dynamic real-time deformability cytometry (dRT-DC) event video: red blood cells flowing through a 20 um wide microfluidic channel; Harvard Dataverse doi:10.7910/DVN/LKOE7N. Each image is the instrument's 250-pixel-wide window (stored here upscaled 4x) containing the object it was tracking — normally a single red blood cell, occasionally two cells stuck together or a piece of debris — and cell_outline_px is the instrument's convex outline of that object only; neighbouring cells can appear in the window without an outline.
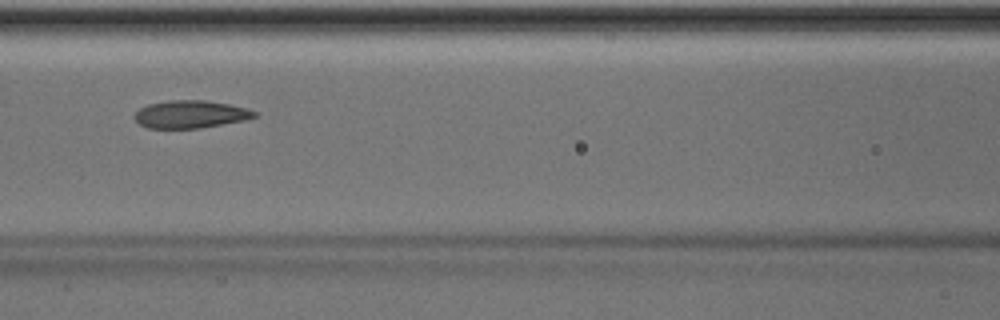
{"species": "Egyptian fruit bat (a non-hibernating species)", "species_latin": "Rousettus aegyptiacus", "temperature_condition": "room temperature", "stored_images_in_passage": 47, "camera_frame_rate_fps": 3000, "um_per_image_px": 0.085, "animal": {"sex": "male"}, "frame": {"image": 1, "passage_image": 21, "time_ms": 6.667, "image_size_px": [1000, 320], "cell_outline_px": [[256, 116], [244, 120], [200, 128], [148, 128], [140, 124], [132, 116], [140, 108], [148, 104], [168, 100], [204, 100], [228, 104], [244, 108], [256, 112]], "centroid_in_image_um": [16.14, 9.71], "position_along_channel_um": 150.5, "area_um2": 19.13}}
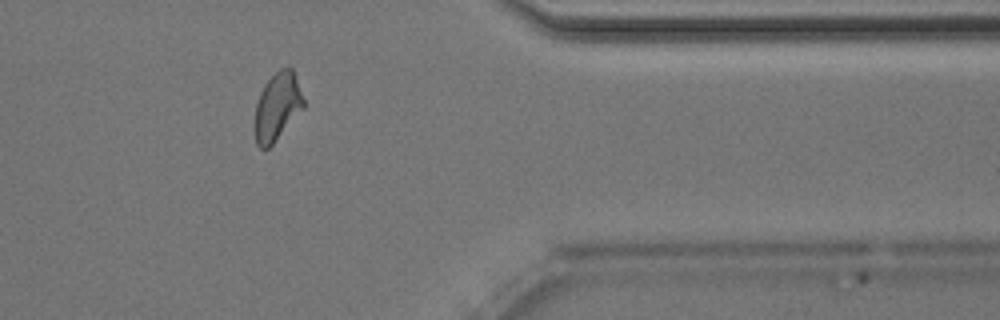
{"frame": {"image": 2, "passage_image": 40, "time_ms": 13.0, "image_size_px": [1000, 320], "cell_outline_px": [[304, 108], [272, 144], [268, 148], [260, 148], [256, 144], [256, 104], [260, 92], [264, 84], [280, 68], [292, 68], [304, 100]], "centroid_in_image_um": [23.58, 9.05], "position_along_channel_um": 387.8, "area_um2": 18.79}, "authors_computed_cell_mechanics": {"area_um2": 19.9988, "velocity_mm_per_s": 4.0086, "shape_relaxation_time_tau1_ms": 6.6889, "shape_relaxation_time_tau2_ms": 1.8875, "deformation_change_tau1": 0.1558, "deformation_change_tau2": 0.0821}}